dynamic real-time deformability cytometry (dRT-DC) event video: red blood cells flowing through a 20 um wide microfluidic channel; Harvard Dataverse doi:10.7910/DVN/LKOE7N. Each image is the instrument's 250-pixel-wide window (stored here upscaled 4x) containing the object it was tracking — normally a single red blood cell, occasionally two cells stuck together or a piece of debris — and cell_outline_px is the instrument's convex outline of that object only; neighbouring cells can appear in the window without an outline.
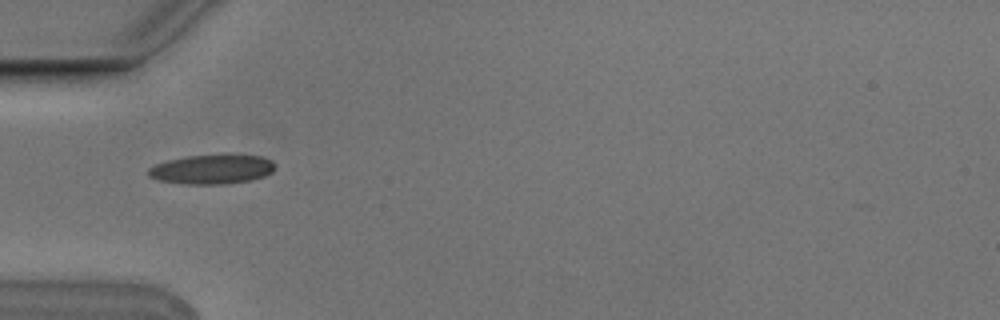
{"species": "Egyptian fruit bat (a non-hibernating species)", "species_latin": "Rousettus aegyptiacus", "temperature_condition": "cold", "stored_images_in_passage": 6, "camera_frame_rate_fps": 3000, "um_per_image_px": 0.085, "animal": {"sex": "male"}, "frame": {"image": 1, "passage_image": 1, "time_ms": 0.0, "image_size_px": [1000, 320], "cell_outline_px": [[276, 164], [272, 172], [264, 176], [248, 180], [224, 184], [184, 184], [156, 180], [148, 176], [148, 168], [156, 164], [168, 160], [188, 156], [224, 152], [228, 152], [264, 156], [272, 160]], "centroid_in_image_um": [18.05, 14.34], "position_along_channel_um": 66.9, "area_um2": 22.54}}
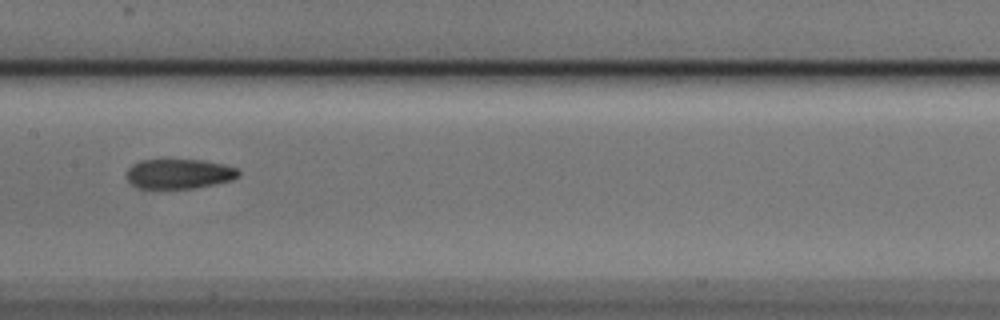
{"frame": {"image": 2, "passage_image": 4, "time_ms": 1.0, "image_size_px": [1000, 320], "cell_outline_px": [[240, 176], [232, 180], [216, 184], [196, 188], [136, 188], [128, 180], [128, 168], [132, 164], [140, 160], [204, 160], [224, 164], [236, 168], [240, 172]], "centroid_in_image_um": [15.26, 14.77], "position_along_channel_um": 192.1, "area_um2": 19.48}}
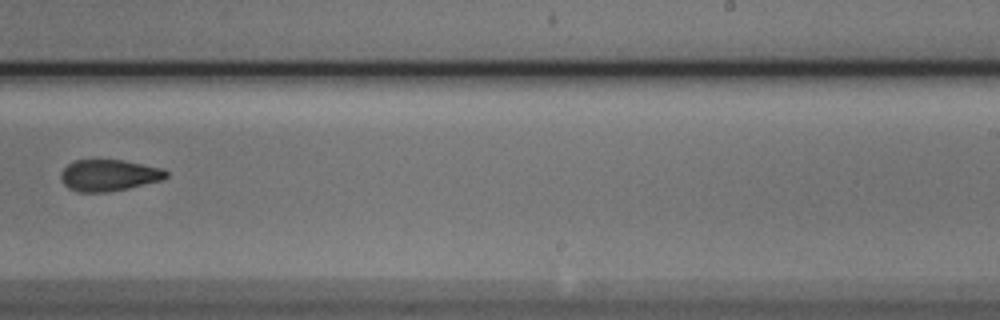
{"frame": {"image": 3, "passage_image": 6, "time_ms": 1.667, "image_size_px": [1000, 320], "cell_outline_px": [[168, 176], [160, 180], [128, 188], [104, 192], [76, 192], [68, 188], [60, 180], [60, 172], [72, 160], [120, 160], [164, 168], [168, 172]], "centroid_in_image_um": [9.21, 14.9], "position_along_channel_um": 279.8, "area_um2": 19.31}}